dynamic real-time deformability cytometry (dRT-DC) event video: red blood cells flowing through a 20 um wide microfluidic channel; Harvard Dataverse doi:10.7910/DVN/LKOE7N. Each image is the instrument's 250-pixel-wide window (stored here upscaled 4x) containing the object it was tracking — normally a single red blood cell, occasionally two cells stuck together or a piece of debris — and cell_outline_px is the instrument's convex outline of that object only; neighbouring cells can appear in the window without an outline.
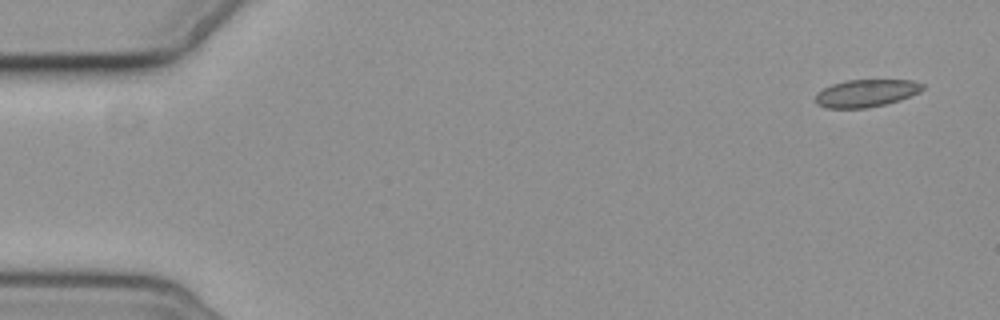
{"species": "common noctule bat (a hibernating species)", "species_latin": "Nyctalus noctula", "temperature_condition": "cold", "stored_images_in_passage": 5, "camera_frame_rate_fps": 3000, "um_per_image_px": 0.085, "animal": {"sex": "female", "body_mass_g": 19.3, "forearm_length_mm": 54.1}, "frame": {"image": 1, "passage_image": 1, "time_ms": 0.0, "image_size_px": [1000, 320], "cell_outline_px": [[924, 88], [920, 92], [900, 100], [868, 108], [828, 108], [816, 104], [816, 92], [832, 84], [848, 80], [912, 80], [924, 84]], "centroid_in_image_um": [73.63, 7.92], "position_along_channel_um": 11.4, "area_um2": 17.17}}
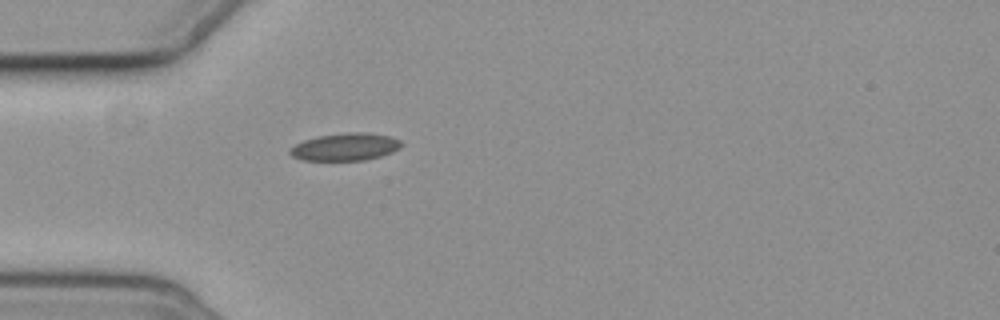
{"frame": {"image": 2, "passage_image": 5, "time_ms": 4.667, "image_size_px": [1000, 320], "cell_outline_px": [[404, 144], [400, 148], [392, 152], [380, 156], [364, 160], [304, 160], [292, 156], [288, 152], [288, 148], [304, 140], [316, 136], [348, 132], [368, 132], [388, 136], [400, 140]], "centroid_in_image_um": [29.34, 12.47], "position_along_channel_um": 55.7, "area_um2": 17.92}}